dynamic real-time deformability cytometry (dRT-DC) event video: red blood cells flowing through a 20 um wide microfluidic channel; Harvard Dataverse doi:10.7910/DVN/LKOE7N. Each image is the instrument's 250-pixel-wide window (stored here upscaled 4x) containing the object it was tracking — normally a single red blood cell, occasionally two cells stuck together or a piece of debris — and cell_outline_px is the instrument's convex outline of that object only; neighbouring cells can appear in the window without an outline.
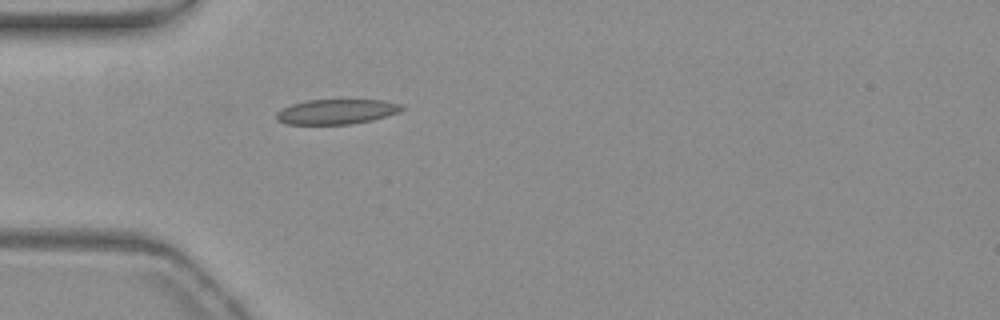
{"species": "common noctule bat (a hibernating species)", "species_latin": "Nyctalus noctula", "temperature_condition": "warm", "stored_images_in_passage": 36, "camera_frame_rate_fps": 3000, "um_per_image_px": 0.085, "animal": {"sex": "female", "body_mass_g": 19.3, "forearm_length_mm": 54.1}, "frame": {"image": 1, "passage_image": 1, "time_ms": 0.0, "image_size_px": [1000, 320], "cell_outline_px": [[404, 108], [396, 112], [372, 120], [352, 124], [288, 124], [276, 120], [276, 112], [280, 108], [292, 104], [308, 100], [384, 100], [404, 104]], "centroid_in_image_um": [28.57, 9.49], "position_along_channel_um": 56.4, "area_um2": 18.21}}
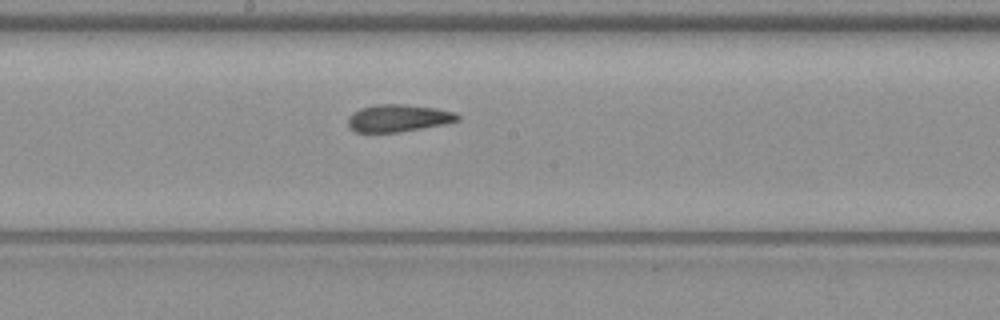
{"frame": {"image": 2, "passage_image": 14, "time_ms": 4.333, "image_size_px": [1000, 320], "cell_outline_px": [[460, 120], [444, 124], [396, 132], [356, 132], [348, 124], [348, 116], [360, 108], [376, 104], [404, 104], [436, 108], [456, 112], [460, 116]], "centroid_in_image_um": [33.87, 10.02], "position_along_channel_um": 214.3, "area_um2": 17.34}}
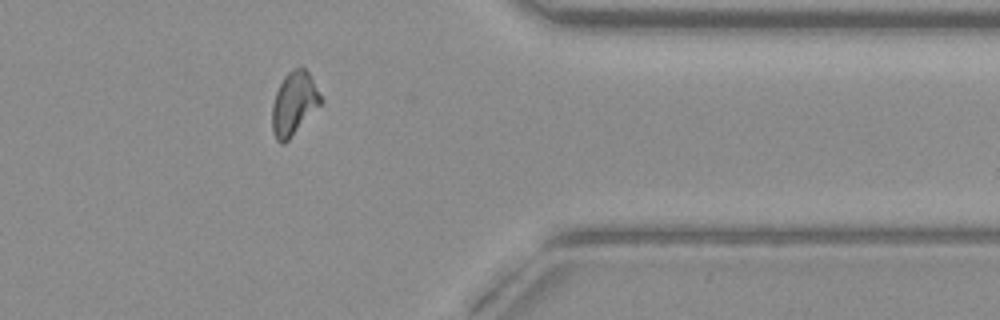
{"frame": {"image": 3, "passage_image": 29, "time_ms": 9.333, "image_size_px": [1000, 320], "cell_outline_px": [[324, 100], [292, 136], [284, 144], [280, 144], [276, 140], [272, 132], [272, 104], [276, 92], [284, 76], [292, 68], [300, 64], [308, 72]], "centroid_in_image_um": [24.98, 8.78], "position_along_channel_um": 386.4, "area_um2": 18.03}}